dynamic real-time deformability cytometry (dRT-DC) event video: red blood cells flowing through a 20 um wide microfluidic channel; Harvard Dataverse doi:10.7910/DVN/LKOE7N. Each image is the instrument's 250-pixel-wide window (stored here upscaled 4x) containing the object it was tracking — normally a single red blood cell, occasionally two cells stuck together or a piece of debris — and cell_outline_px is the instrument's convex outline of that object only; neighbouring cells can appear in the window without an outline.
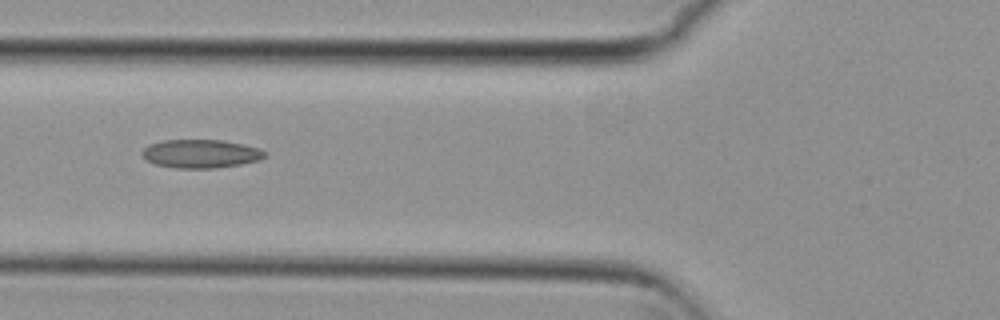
{"species": "common noctule bat (a hibernating species)", "species_latin": "Nyctalus noctula", "temperature_condition": "cold", "stored_images_in_passage": 7, "camera_frame_rate_fps": 3000, "um_per_image_px": 0.085, "animal": {"sex": "female", "body_mass_g": 29.2, "forearm_length_mm": 56.3}, "frame": {"image": 1, "passage_image": 6, "time_ms": 1.667, "image_size_px": [1000, 320], "cell_outline_px": [[268, 156], [260, 160], [240, 164], [216, 168], [176, 168], [156, 164], [144, 160], [140, 152], [148, 144], [164, 140], [224, 140], [244, 144], [260, 148], [268, 152]], "centroid_in_image_um": [17.09, 13.06], "position_along_channel_um": 108.7, "area_um2": 20.69}}
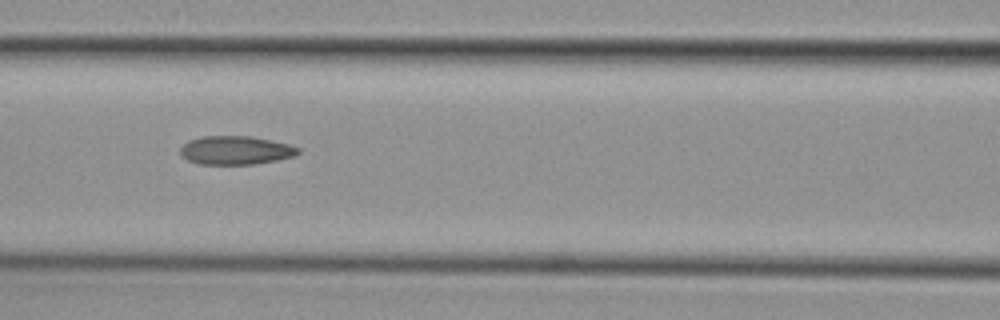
{"frame": {"image": 2, "passage_image": 7, "time_ms": 2.0, "image_size_px": [1000, 320], "cell_outline_px": [[300, 152], [296, 156], [256, 164], [200, 164], [188, 160], [180, 156], [180, 148], [188, 140], [204, 136], [252, 136], [288, 144], [300, 148]], "centroid_in_image_um": [20.03, 12.77], "position_along_channel_um": 146.6, "area_um2": 19.71}}